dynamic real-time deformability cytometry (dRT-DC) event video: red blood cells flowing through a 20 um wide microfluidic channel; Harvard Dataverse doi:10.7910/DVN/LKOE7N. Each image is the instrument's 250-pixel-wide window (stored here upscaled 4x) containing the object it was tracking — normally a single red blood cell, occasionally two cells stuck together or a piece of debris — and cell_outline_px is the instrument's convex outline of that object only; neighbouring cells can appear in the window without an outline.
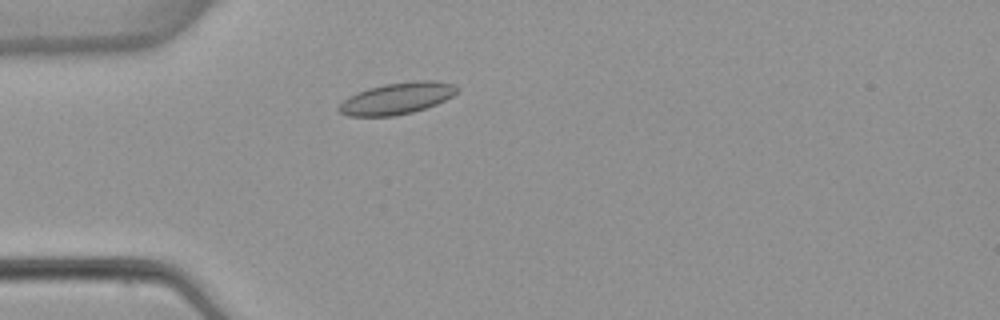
{"species": "common noctule bat (a hibernating species)", "species_latin": "Nyctalus noctula", "temperature_condition": "warm", "stored_images_in_passage": 2, "camera_frame_rate_fps": 3000, "um_per_image_px": 0.085, "animal": {"sex": "female", "body_mass_g": 22.7, "forearm_length_mm": 54.2}, "frame": {"image": 1, "passage_image": 2, "time_ms": 1.333, "image_size_px": [1000, 320], "cell_outline_px": [[460, 88], [452, 96], [436, 104], [412, 112], [392, 116], [348, 116], [340, 112], [336, 108], [348, 96], [368, 88], [384, 84], [416, 80], [432, 80], [452, 84]], "centroid_in_image_um": [33.72, 8.36], "position_along_channel_um": 51.3, "area_um2": 21.62}}